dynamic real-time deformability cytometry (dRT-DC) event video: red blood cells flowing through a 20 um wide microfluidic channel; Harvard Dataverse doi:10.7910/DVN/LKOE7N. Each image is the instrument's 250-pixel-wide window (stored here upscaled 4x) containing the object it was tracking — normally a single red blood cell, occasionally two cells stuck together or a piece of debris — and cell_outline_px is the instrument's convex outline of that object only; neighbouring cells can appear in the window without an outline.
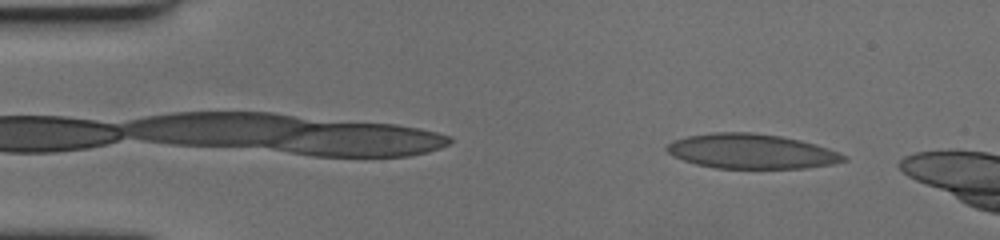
{"species": "human", "species_latin": "Homo sapiens", "temperature_condition": "cold", "stored_images_in_passage": 13, "camera_frame_rate_fps": 3000, "um_per_image_px": 0.085, "donor": {"sex": "female"}, "frame": {"image": 1, "passage_image": 3, "time_ms": 0.667, "image_size_px": [1000, 240], "cell_outline_px": [[848, 160], [832, 164], [804, 168], [716, 168], [696, 164], [684, 160], [668, 152], [664, 148], [672, 140], [688, 136], [716, 132], [752, 132], [780, 136], [800, 140], [816, 144], [828, 148], [848, 156]], "centroid_in_image_um": [63.89, 12.86], "position_along_channel_um": 21.1, "area_um2": 35.72}}